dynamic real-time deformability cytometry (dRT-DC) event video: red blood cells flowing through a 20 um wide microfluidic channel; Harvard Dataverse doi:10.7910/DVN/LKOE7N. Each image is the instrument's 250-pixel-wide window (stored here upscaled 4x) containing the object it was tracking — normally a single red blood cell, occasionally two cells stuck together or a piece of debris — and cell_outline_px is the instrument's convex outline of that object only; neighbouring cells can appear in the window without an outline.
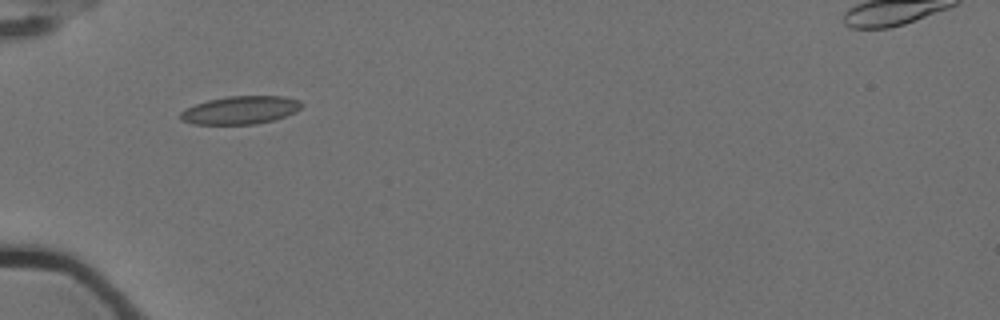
{"species": "Egyptian fruit bat (a non-hibernating species)", "species_latin": "Rousettus aegyptiacus", "temperature_condition": "cold", "stored_images_in_passage": 2, "camera_frame_rate_fps": 3000, "um_per_image_px": 0.085, "animal": {"sex": "female"}, "frame": {"image": 1, "passage_image": 1, "time_ms": 0.0, "image_size_px": [1000, 320], "cell_outline_px": [[304, 104], [296, 112], [272, 120], [256, 124], [192, 124], [180, 120], [180, 112], [184, 108], [208, 100], [228, 96], [284, 96], [300, 100]], "centroid_in_image_um": [20.42, 9.35], "position_along_channel_um": 64.6, "area_um2": 19.88}}